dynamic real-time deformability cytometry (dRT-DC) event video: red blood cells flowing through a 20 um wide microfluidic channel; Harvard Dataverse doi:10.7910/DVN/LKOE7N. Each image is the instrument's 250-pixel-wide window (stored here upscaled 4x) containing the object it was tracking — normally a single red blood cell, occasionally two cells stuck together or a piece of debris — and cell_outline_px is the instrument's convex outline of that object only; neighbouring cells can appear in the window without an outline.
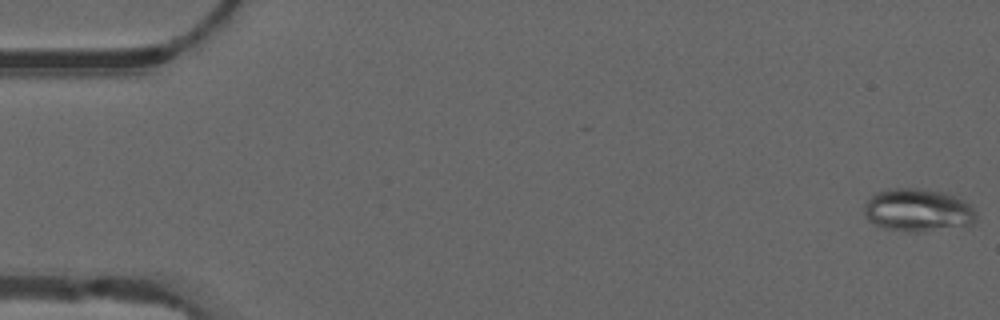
{"species": "common noctule bat (a hibernating species)", "species_latin": "Nyctalus noctula", "temperature_condition": "warm", "stored_images_in_passage": 54, "camera_frame_rate_fps": 3000, "um_per_image_px": 0.085, "animal": {"sex": "male", "forearm_length_mm": 52.5}, "frame": {"image": 1, "passage_image": 1, "time_ms": 0.0, "image_size_px": [1000, 320], "cell_outline_px": [[976, 220], [972, 224], [924, 232], [908, 232], [884, 228], [868, 220], [864, 216], [864, 204], [876, 192], [888, 188], [916, 188], [944, 192], [956, 196], [964, 200], [976, 212]], "centroid_in_image_um": [78.0, 17.86], "position_along_channel_um": 7.0, "area_um2": 28.15}}
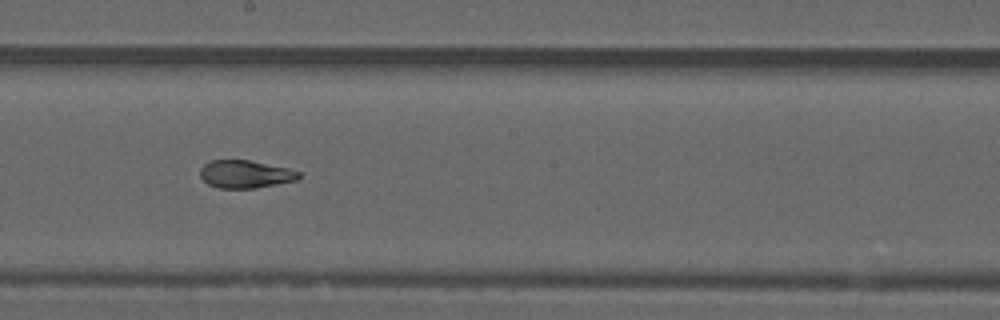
{"frame": {"image": 2, "passage_image": 30, "time_ms": 9.667, "image_size_px": [1000, 320], "cell_outline_px": [[300, 176], [296, 180], [256, 188], [220, 188], [208, 184], [200, 176], [200, 168], [204, 164], [212, 160], [248, 160], [288, 168], [300, 172]], "centroid_in_image_um": [20.84, 14.8], "position_along_channel_um": 227.4, "area_um2": 15.84}}
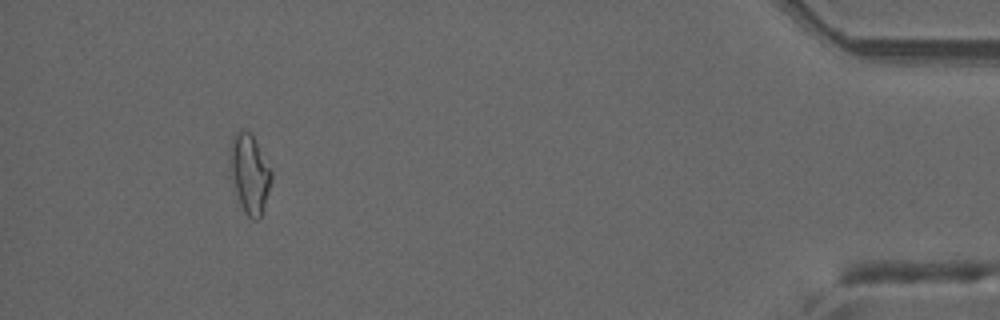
{"frame": {"image": 3, "passage_image": 50, "time_ms": 16.333, "image_size_px": [1000, 320], "cell_outline_px": [[272, 180], [260, 220], [252, 220], [244, 212], [224, 176], [228, 152], [232, 136], [236, 132], [248, 132], [252, 136], [272, 172]], "centroid_in_image_um": [21.09, 14.83], "position_along_channel_um": 414.1, "area_um2": 20.23}, "authors_computed_cell_mechanics": {"area_um2": 18.6694, "velocity_mm_per_s": 3.8057, "shape_relaxation_time_tau1_ms": null, "shape_relaxation_time_tau2_ms": 1.3815, "deformation_change_tau1": null, "deformation_change_tau2": 0.0718}}